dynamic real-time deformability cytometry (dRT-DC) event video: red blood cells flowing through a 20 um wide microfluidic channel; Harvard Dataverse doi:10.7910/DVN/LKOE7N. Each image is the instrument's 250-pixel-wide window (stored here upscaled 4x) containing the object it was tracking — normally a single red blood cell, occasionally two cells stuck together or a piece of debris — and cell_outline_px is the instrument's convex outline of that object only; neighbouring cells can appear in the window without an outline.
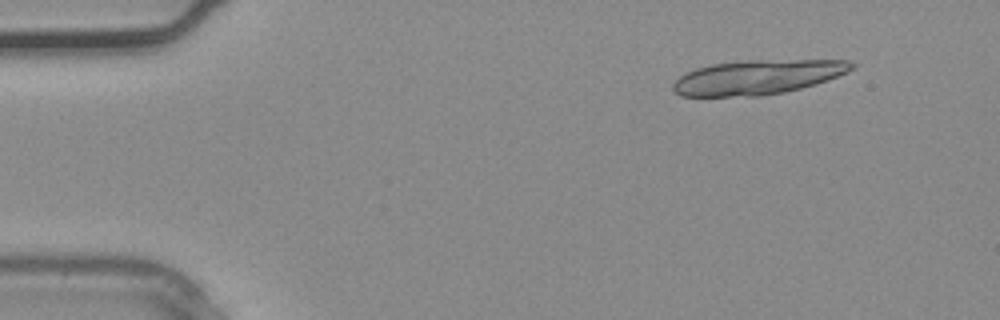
{"species": "common noctule bat (a hibernating species)", "species_latin": "Nyctalus noctula", "temperature_condition": "warm", "stored_images_in_passage": 3, "camera_frame_rate_fps": 3000, "um_per_image_px": 0.085, "animal": {"sex": "male", "body_mass_g": 20.4}, "frame": {"image": 1, "passage_image": 1, "time_ms": 0.0, "image_size_px": [1000, 320], "cell_outline_px": [[856, 64], [848, 72], [828, 80], [816, 84], [784, 92], [760, 96], [680, 96], [672, 88], [672, 84], [680, 76], [696, 68], [712, 64], [740, 60], [848, 60]], "centroid_in_image_um": [64.4, 6.55], "position_along_channel_um": 20.6, "area_um2": 35.95}}